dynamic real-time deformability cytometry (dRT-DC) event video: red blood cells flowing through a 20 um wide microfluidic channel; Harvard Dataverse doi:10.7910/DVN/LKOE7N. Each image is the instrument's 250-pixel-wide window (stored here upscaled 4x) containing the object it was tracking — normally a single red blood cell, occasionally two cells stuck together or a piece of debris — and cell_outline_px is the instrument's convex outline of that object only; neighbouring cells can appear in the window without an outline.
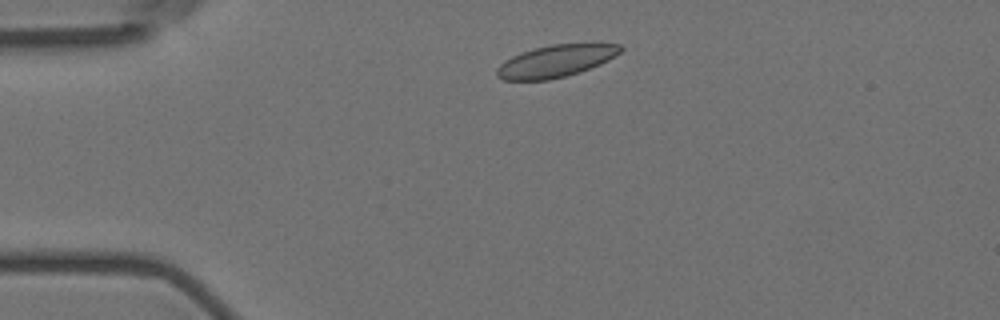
{"species": "Egyptian fruit bat (a non-hibernating species)", "species_latin": "Rousettus aegyptiacus", "temperature_condition": "room temperature", "stored_images_in_passage": 49, "camera_frame_rate_fps": 3000, "um_per_image_px": 0.085, "animal": {"sex": "female"}, "frame": {"image": 1, "passage_image": 5, "time_ms": 1.333, "image_size_px": [1000, 320], "cell_outline_px": [[624, 48], [620, 52], [608, 60], [600, 64], [580, 72], [548, 80], [504, 80], [496, 76], [496, 68], [504, 60], [520, 52], [552, 44], [592, 40], [620, 44]], "centroid_in_image_um": [47.32, 5.13], "position_along_channel_um": 37.7, "area_um2": 23.99}}
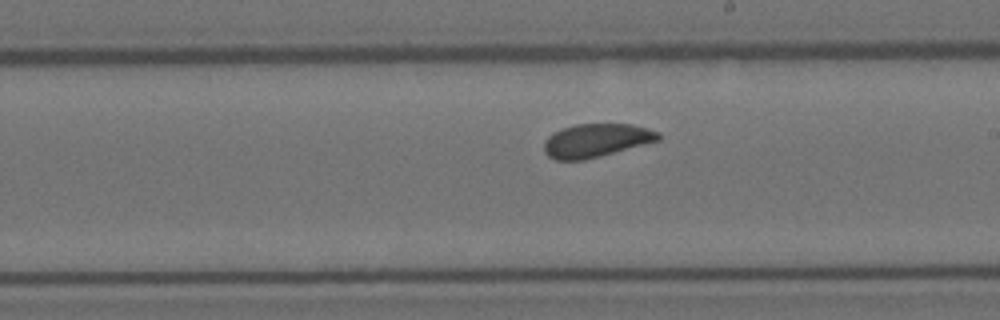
{"frame": {"image": 2, "passage_image": 25, "time_ms": 8.0, "image_size_px": [1000, 320], "cell_outline_px": [[660, 140], [600, 156], [584, 160], [556, 160], [548, 156], [544, 152], [544, 140], [552, 132], [576, 124], [632, 124], [648, 128], [660, 132]], "centroid_in_image_um": [50.66, 11.93], "position_along_channel_um": 238.3, "area_um2": 22.31}}
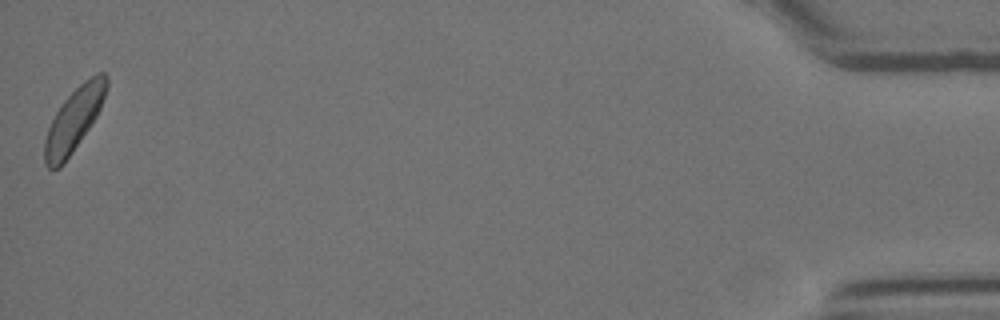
{"frame": {"image": 3, "passage_image": 49, "time_ms": 16.0, "image_size_px": [1000, 320], "cell_outline_px": [[108, 84], [100, 108], [96, 116], [64, 164], [60, 168], [48, 168], [44, 164], [44, 140], [48, 128], [56, 112], [64, 100], [84, 80], [96, 72], [104, 72], [108, 76]], "centroid_in_image_um": [6.27, 10.16], "position_along_channel_um": 428.9, "area_um2": 22.48}, "authors_computed_cell_mechanics": {"area_um2": 22.5998, "velocity_mm_per_s": 3.5452, "shape_relaxation_time_tau1_ms": 4.5924, "shape_relaxation_time_tau2_ms": null, "deformation_change_tau1": 0.0739, "deformation_change_tau2": null}}